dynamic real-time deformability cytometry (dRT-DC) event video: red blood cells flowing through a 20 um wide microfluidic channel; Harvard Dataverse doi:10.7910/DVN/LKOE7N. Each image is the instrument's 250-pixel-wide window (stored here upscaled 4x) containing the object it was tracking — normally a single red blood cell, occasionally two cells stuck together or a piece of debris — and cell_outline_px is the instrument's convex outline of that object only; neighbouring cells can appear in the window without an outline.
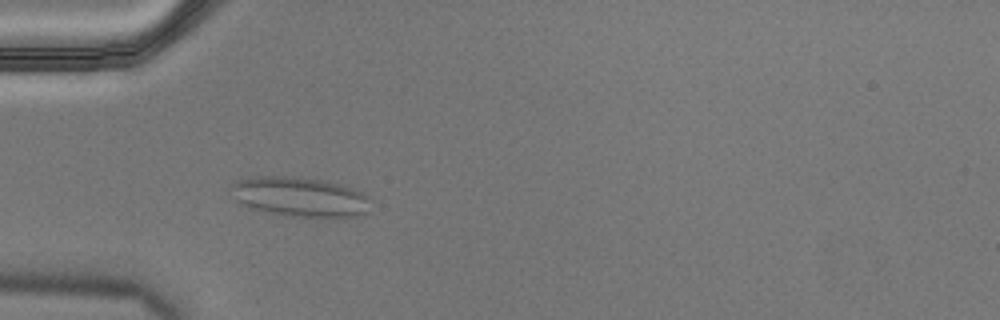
{"species": "Egyptian fruit bat (a non-hibernating species)", "species_latin": "Rousettus aegyptiacus", "temperature_condition": "cold", "stored_images_in_passage": 56, "camera_frame_rate_fps": 3000, "um_per_image_px": 0.085, "animal": {"sex": "male"}, "frame": {"image": 1, "passage_image": 17, "time_ms": 5.333, "image_size_px": [1000, 320], "cell_outline_px": [[372, 212], [360, 216], [288, 216], [252, 208], [236, 200], [228, 188], [236, 180], [252, 176], [296, 176], [320, 180], [340, 184], [364, 192], [372, 196]], "centroid_in_image_um": [25.56, 16.72], "position_along_channel_um": 59.4, "area_um2": 32.71}}